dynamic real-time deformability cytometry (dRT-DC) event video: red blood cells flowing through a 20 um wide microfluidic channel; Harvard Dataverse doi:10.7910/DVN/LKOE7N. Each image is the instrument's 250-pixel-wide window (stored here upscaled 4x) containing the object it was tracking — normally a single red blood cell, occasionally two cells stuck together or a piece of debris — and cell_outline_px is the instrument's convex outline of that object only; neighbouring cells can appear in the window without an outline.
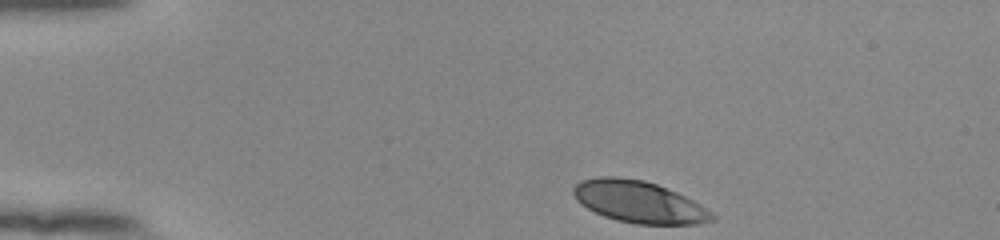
{"species": "human", "species_latin": "Homo sapiens", "temperature_condition": "room temperature", "stored_images_in_passage": 38, "camera_frame_rate_fps": 3000, "um_per_image_px": 0.085, "donor": {"sex": "female"}, "frame": {"image": 1, "passage_image": 1, "time_ms": 0.0, "image_size_px": [1000, 240], "cell_outline_px": [[716, 220], [696, 224], [636, 224], [616, 220], [604, 216], [580, 204], [576, 200], [572, 192], [572, 188], [580, 180], [600, 176], [620, 176], [644, 180], [656, 184], [676, 192], [700, 204], [712, 212], [716, 216]], "centroid_in_image_um": [54.29, 17.15], "position_along_channel_um": 30.7, "area_um2": 33.93}}
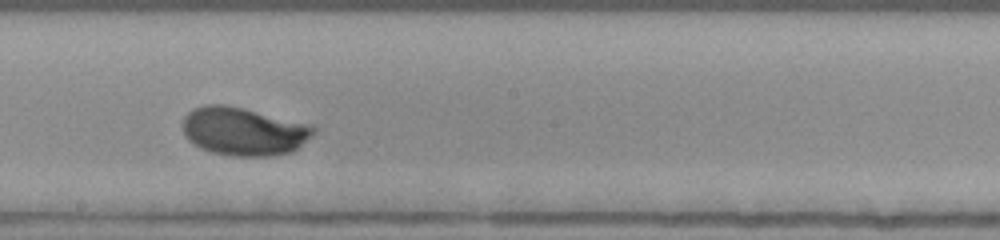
{"frame": {"image": 2, "passage_image": 22, "time_ms": 7.0, "image_size_px": [1000, 240], "cell_outline_px": [[316, 132], [312, 136], [292, 152], [268, 156], [232, 156], [212, 152], [200, 148], [188, 140], [184, 136], [184, 116], [192, 108], [204, 104], [224, 104], [244, 108], [316, 124]], "centroid_in_image_um": [20.76, 11.14], "position_along_channel_um": 227.4, "area_um2": 37.34}}
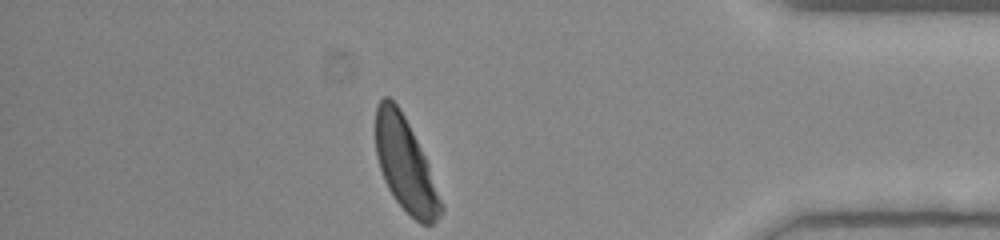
{"frame": {"image": 3, "passage_image": 38, "time_ms": 12.333, "image_size_px": [1000, 240], "cell_outline_px": [[444, 208], [440, 216], [432, 224], [420, 224], [396, 200], [388, 188], [384, 180], [376, 156], [376, 108], [380, 100], [384, 96], [388, 96], [400, 108], [428, 164], [444, 204]], "centroid_in_image_um": [34.46, 14.02], "position_along_channel_um": 400.7, "area_um2": 35.03}, "authors_computed_cell_mechanics": {"area_um2": 35.5759, "velocity_mm_per_s": 3.8348, "shape_relaxation_time_tau1_ms": 2.0364, "shape_relaxation_time_tau2_ms": null, "deformation_change_tau1": 0.1315, "deformation_change_tau2": null}}